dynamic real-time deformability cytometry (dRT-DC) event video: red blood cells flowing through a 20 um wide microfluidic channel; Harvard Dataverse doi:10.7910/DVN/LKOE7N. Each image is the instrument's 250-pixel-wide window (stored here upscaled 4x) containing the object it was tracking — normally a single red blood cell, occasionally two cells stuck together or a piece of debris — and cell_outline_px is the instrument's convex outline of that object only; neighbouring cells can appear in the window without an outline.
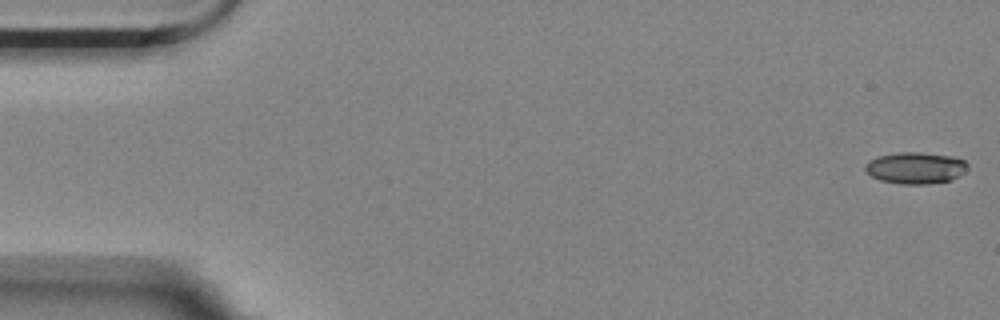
{"species": "Egyptian fruit bat (a non-hibernating species)", "species_latin": "Rousettus aegyptiacus", "temperature_condition": "room temperature", "stored_images_in_passage": 15, "camera_frame_rate_fps": 3000, "um_per_image_px": 0.085, "animal": {"sex": "female"}, "frame": {"image": 1, "passage_image": 1, "time_ms": 0.0, "image_size_px": [1000, 320], "cell_outline_px": [[968, 168], [960, 176], [952, 180], [928, 184], [900, 184], [880, 180], [864, 172], [864, 164], [868, 160], [876, 156], [900, 152], [920, 152], [952, 156], [964, 160], [968, 164]], "centroid_in_image_um": [77.8, 14.27], "position_along_channel_um": 7.2, "area_um2": 19.19}}
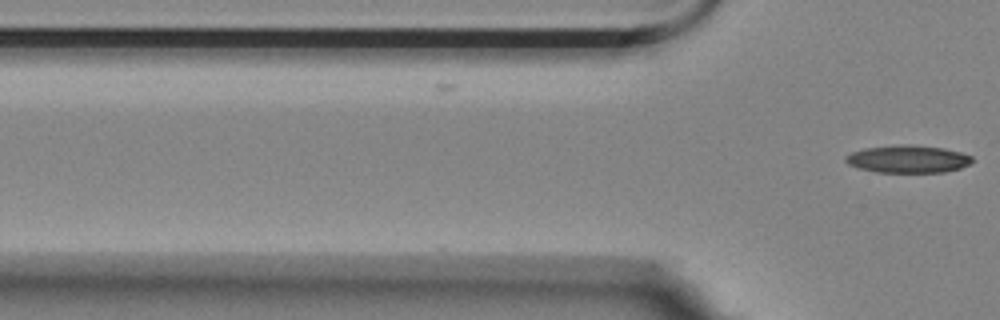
{"frame": {"image": 2, "passage_image": 15, "time_ms": 4.667, "image_size_px": [1000, 320], "cell_outline_px": [[972, 160], [968, 164], [960, 168], [944, 172], [876, 172], [856, 168], [848, 164], [844, 160], [844, 156], [852, 152], [864, 148], [900, 144], [908, 144], [944, 148], [960, 152], [972, 156]], "centroid_in_image_um": [77.12, 13.51], "position_along_channel_um": 48.7, "area_um2": 20.4}}